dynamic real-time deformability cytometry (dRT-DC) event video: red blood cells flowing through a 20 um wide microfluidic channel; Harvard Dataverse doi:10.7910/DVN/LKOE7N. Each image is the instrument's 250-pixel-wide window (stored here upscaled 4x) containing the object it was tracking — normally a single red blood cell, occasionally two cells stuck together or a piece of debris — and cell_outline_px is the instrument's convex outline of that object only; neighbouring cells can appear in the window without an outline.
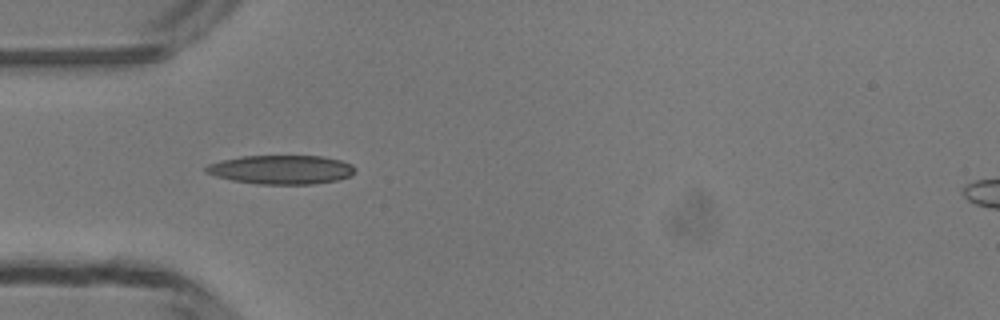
{"species": "common noctule bat (a hibernating species)", "species_latin": "Nyctalus noctula", "temperature_condition": "room temperature", "stored_images_in_passage": 33, "camera_frame_rate_fps": 3000, "um_per_image_px": 0.085, "animal": {"sex": "male", "body_mass_g": 13.3}, "frame": {"image": 1, "passage_image": 3, "time_ms": 0.667, "image_size_px": [1000, 320], "cell_outline_px": [[356, 168], [352, 176], [336, 180], [312, 184], [256, 184], [232, 180], [216, 176], [204, 172], [204, 168], [208, 164], [220, 160], [240, 156], [324, 156], [340, 160], [352, 164]], "centroid_in_image_um": [23.9, 14.41], "position_along_channel_um": 61.1, "area_um2": 25.32}}
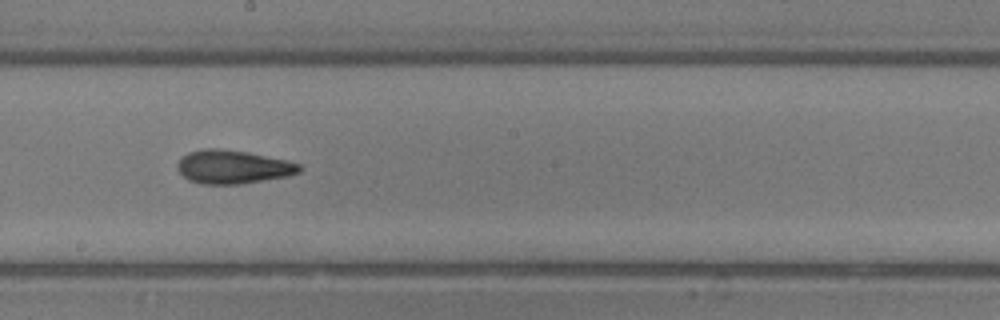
{"frame": {"image": 2, "passage_image": 15, "time_ms": 4.667, "image_size_px": [1000, 320], "cell_outline_px": [[300, 172], [288, 176], [240, 184], [200, 184], [188, 180], [176, 168], [176, 164], [188, 152], [204, 148], [216, 148], [248, 152], [288, 160], [300, 164]], "centroid_in_image_um": [19.79, 14.19], "position_along_channel_um": 228.4, "area_um2": 23.87}}
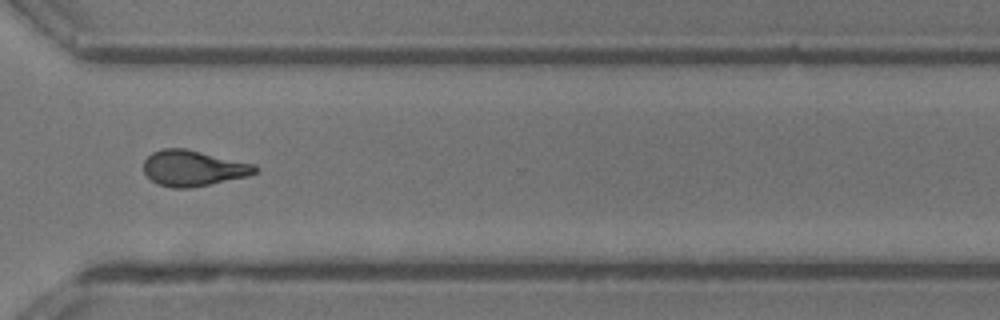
{"frame": {"image": 3, "passage_image": 24, "time_ms": 7.667, "image_size_px": [1000, 320], "cell_outline_px": [[260, 168], [256, 172], [248, 176], [192, 188], [172, 188], [160, 184], [152, 180], [144, 172], [144, 160], [152, 152], [164, 148], [184, 148], [256, 164]], "centroid_in_image_um": [16.45, 14.29], "position_along_channel_um": 354.1, "area_um2": 23.24}, "authors_computed_cell_mechanics": {"area_um2": 23.2934, "velocity_mm_per_s": 4.2029, "shape_relaxation_time_tau1_ms": 5.1543, "shape_relaxation_time_tau2_ms": 3.4962, "deformation_change_tau1": 0.1758, "deformation_change_tau2": 0.1249}}